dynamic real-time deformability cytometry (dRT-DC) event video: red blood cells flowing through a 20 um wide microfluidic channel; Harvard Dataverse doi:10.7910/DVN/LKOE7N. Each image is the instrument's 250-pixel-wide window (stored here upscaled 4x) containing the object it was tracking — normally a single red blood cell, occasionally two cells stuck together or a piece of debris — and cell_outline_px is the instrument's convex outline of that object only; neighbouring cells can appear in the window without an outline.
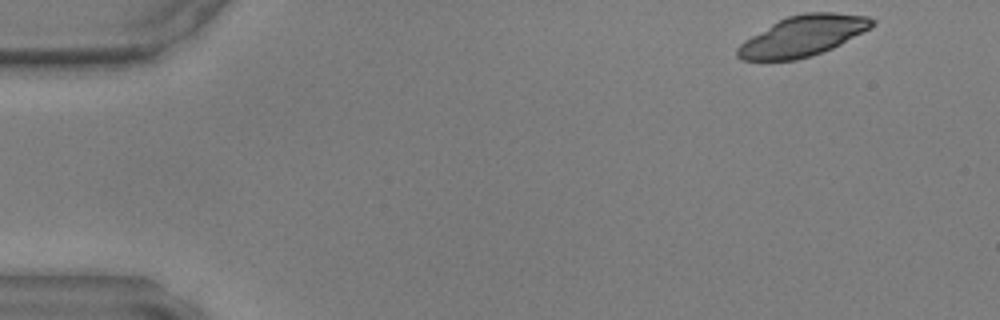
{"species": "common noctule bat (a hibernating species)", "species_latin": "Nyctalus noctula", "temperature_condition": "warm", "stored_images_in_passage": 45, "camera_frame_rate_fps": 3000, "um_per_image_px": 0.085, "animal": {"sex": "male", "body_mass_g": 17.9, "forearm_length_mm": 54.2}, "frame": {"image": 1, "passage_image": 1, "time_ms": 0.0, "image_size_px": [1000, 320], "cell_outline_px": [[876, 24], [872, 28], [832, 48], [812, 56], [796, 60], [740, 60], [736, 56], [736, 48], [744, 40], [772, 24], [788, 16], [804, 12], [832, 12], [868, 16], [876, 20]], "centroid_in_image_um": [68.26, 3.05], "position_along_channel_um": 16.7, "area_um2": 31.85}}